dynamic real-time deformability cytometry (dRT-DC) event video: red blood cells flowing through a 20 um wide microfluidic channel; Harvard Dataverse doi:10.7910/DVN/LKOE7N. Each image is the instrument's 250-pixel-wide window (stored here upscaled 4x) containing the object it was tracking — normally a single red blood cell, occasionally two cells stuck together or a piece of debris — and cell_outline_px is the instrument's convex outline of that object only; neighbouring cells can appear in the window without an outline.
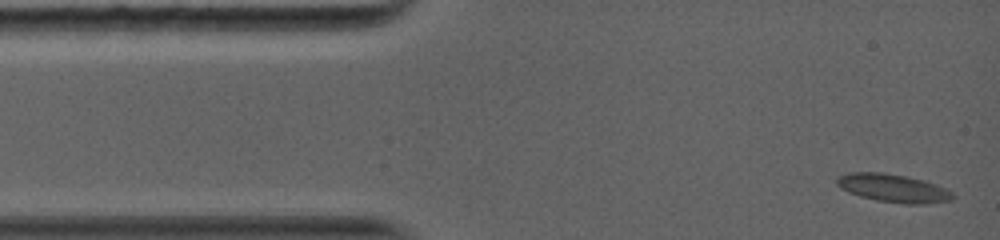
{"species": "common noctule bat (a hibernating species)", "species_latin": "Nyctalus noctula", "temperature_condition": "warm", "stored_images_in_passage": 29, "camera_frame_rate_fps": 5000, "um_per_image_px": 0.085, "animal": {"sex": "female", "body_mass_g": 19.0, "forearm_length_mm": 56.7}, "frame": {"image": 1, "passage_image": 1, "time_ms": 0.0, "image_size_px": [1000, 240], "cell_outline_px": [[956, 196], [952, 200], [924, 204], [904, 204], [876, 200], [860, 196], [848, 192], [840, 188], [836, 184], [836, 176], [848, 172], [884, 172], [924, 180], [936, 184], [952, 192]], "centroid_in_image_um": [75.9, 15.99], "position_along_channel_um": 9.1, "area_um2": 19.19}}
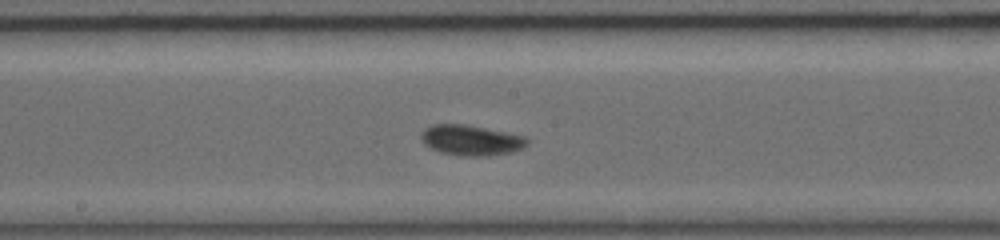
{"frame": {"image": 2, "passage_image": 17, "time_ms": 6.6, "image_size_px": [1000, 240], "cell_outline_px": [[532, 140], [524, 148], [512, 152], [488, 156], [464, 156], [440, 152], [424, 144], [420, 140], [420, 132], [424, 128], [432, 124], [464, 124], [524, 136]], "centroid_in_image_um": [40.04, 11.92], "position_along_channel_um": 208.2, "area_um2": 18.96}}
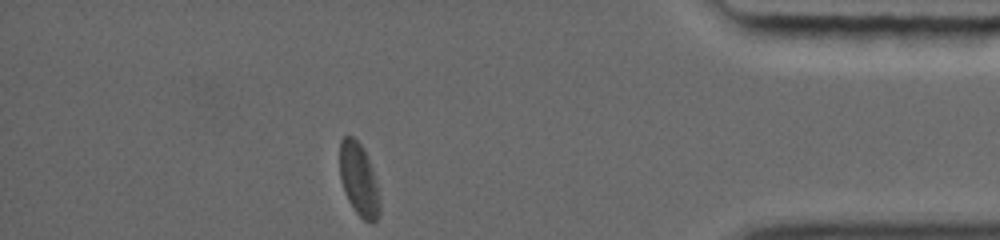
{"frame": {"image": 3, "passage_image": 29, "time_ms": 12.4, "image_size_px": [1000, 240], "cell_outline_px": [[380, 216], [372, 224], [364, 220], [356, 212], [348, 200], [340, 176], [340, 140], [344, 136], [352, 136], [364, 148], [372, 168], [376, 184], [380, 204]], "centroid_in_image_um": [30.51, 15.27], "position_along_channel_um": 404.7, "area_um2": 16.82}, "authors_computed_cell_mechanics": {"area_um2": 17.6868, "velocity_mm_per_s": 4.0468, "shape_relaxation_time_tau1_ms": 4.6592, "shape_relaxation_time_tau2_ms": 1.8715, "deformation_change_tau1": 0.1278, "deformation_change_tau2": 0.0448}}